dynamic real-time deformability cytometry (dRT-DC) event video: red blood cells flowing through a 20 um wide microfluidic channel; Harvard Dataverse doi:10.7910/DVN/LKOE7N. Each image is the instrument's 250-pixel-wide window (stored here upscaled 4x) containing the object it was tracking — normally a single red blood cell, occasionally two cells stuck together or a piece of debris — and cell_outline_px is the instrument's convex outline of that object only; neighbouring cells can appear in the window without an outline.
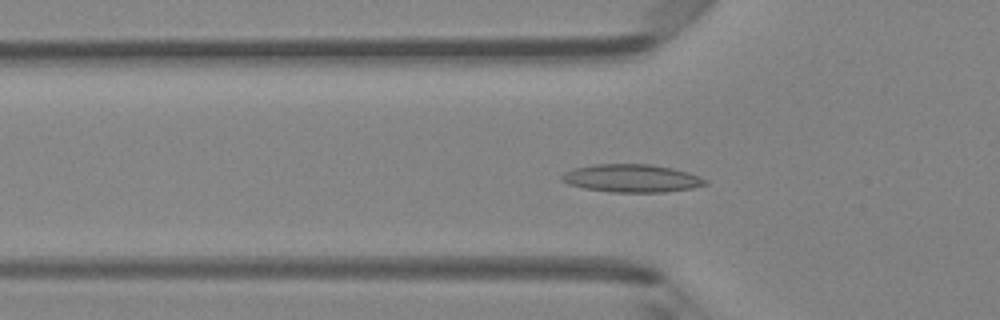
{"species": "Egyptian fruit bat (a non-hibernating species)", "species_latin": "Rousettus aegyptiacus", "temperature_condition": "room temperature", "stored_images_in_passage": 47, "camera_frame_rate_fps": 3000, "um_per_image_px": 0.085, "animal": {"sex": "female"}, "frame": {"image": 1, "passage_image": 15, "time_ms": 4.667, "image_size_px": [1000, 320], "cell_outline_px": [[708, 184], [692, 188], [664, 192], [612, 192], [584, 188], [568, 184], [560, 180], [560, 176], [564, 172], [576, 168], [596, 164], [652, 164], [672, 168], [688, 172], [708, 180]], "centroid_in_image_um": [53.7, 15.15], "position_along_channel_um": 72.1, "area_um2": 23.35}}
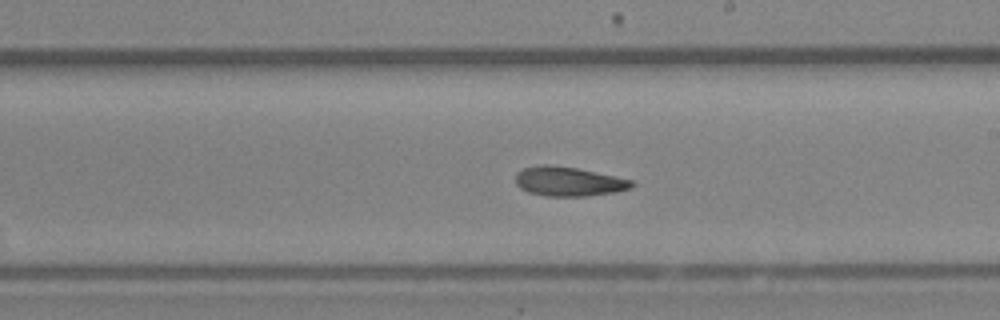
{"frame": {"image": 2, "passage_image": 27, "time_ms": 8.667, "image_size_px": [1000, 320], "cell_outline_px": [[636, 184], [632, 188], [616, 192], [588, 196], [548, 196], [528, 192], [520, 188], [516, 184], [516, 172], [524, 168], [544, 164], [552, 164], [576, 168], [636, 180]], "centroid_in_image_um": [48.38, 15.42], "position_along_channel_um": 240.6, "area_um2": 20.11}}
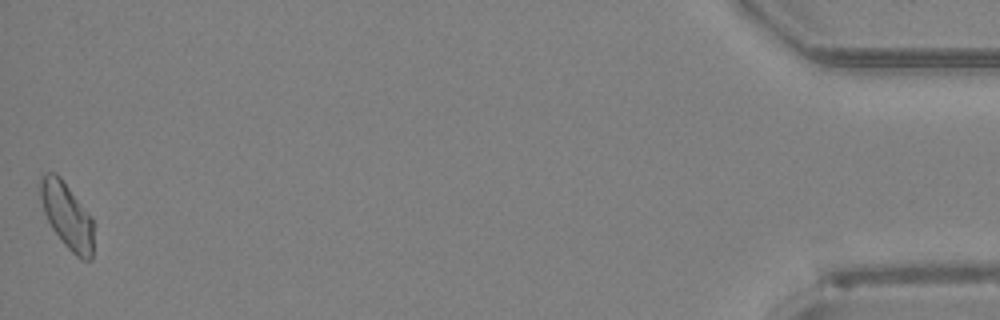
{"frame": {"image": 3, "passage_image": 47, "time_ms": 15.333, "image_size_px": [1000, 320], "cell_outline_px": [[92, 260], [80, 260], [64, 244], [52, 228], [44, 212], [40, 196], [40, 176], [44, 172], [56, 172], [60, 176], [92, 216]], "centroid_in_image_um": [5.68, 18.3], "position_along_channel_um": 429.5, "area_um2": 20.46}, "authors_computed_cell_mechanics": {"area_um2": 20.4612, "velocity_mm_per_s": 4.231, "shape_relaxation_time_tau1_ms": 9.2711, "shape_relaxation_time_tau2_ms": 4.1009, "deformation_change_tau1": 0.1705, "deformation_change_tau2": 0.1106}}